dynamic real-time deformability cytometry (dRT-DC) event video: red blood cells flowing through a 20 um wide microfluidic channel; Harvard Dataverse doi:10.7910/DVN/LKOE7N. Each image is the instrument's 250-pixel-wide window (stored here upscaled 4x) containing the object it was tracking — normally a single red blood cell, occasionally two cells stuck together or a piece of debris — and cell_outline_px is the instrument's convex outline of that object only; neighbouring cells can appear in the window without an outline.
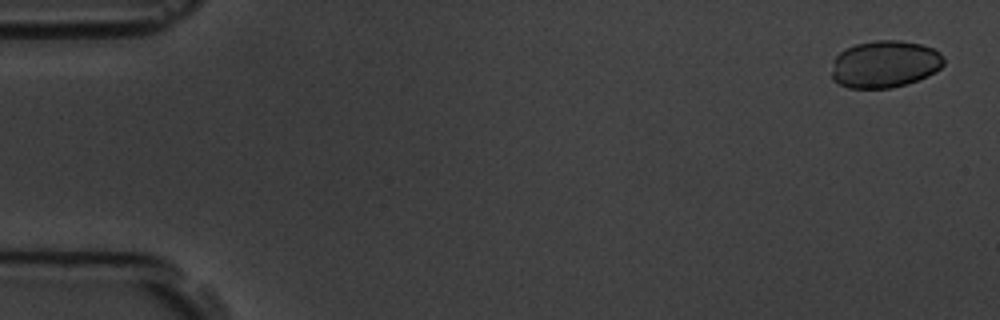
{"species": "common noctule bat (a hibernating species)", "species_latin": "Nyctalus noctula", "temperature_condition": "room temperature", "stored_images_in_passage": 5, "camera_frame_rate_fps": 3000, "um_per_image_px": 0.085, "animal": {"sex": "male", "body_mass_g": 19.5, "forearm_length_mm": 54.6}, "frame": {"image": 1, "passage_image": 1, "time_ms": 0.0, "image_size_px": [1000, 320], "cell_outline_px": [[944, 64], [936, 72], [928, 76], [908, 84], [892, 88], [848, 88], [832, 80], [832, 72], [836, 56], [844, 48], [856, 44], [876, 40], [900, 40], [920, 44], [932, 48], [940, 52], [944, 60]], "centroid_in_image_um": [75.22, 5.46], "position_along_channel_um": 9.8, "area_um2": 30.98}}